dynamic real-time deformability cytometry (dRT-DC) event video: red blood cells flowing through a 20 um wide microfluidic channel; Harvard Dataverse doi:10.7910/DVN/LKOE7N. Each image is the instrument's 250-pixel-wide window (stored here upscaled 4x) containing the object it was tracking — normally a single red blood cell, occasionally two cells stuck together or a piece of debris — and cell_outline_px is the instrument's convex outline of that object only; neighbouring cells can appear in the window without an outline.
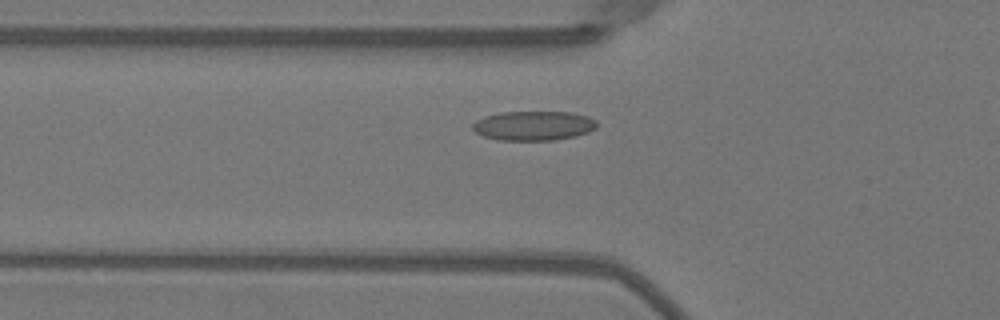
{"species": "Egyptian fruit bat (a non-hibernating species)", "species_latin": "Rousettus aegyptiacus", "temperature_condition": "warm", "stored_images_in_passage": 36, "camera_frame_rate_fps": 3000, "um_per_image_px": 0.085, "animal": {"sex": "female"}, "frame": {"image": 1, "passage_image": 8, "time_ms": 2.333, "image_size_px": [1000, 320], "cell_outline_px": [[596, 128], [588, 132], [576, 136], [552, 140], [496, 140], [484, 136], [476, 132], [472, 128], [472, 124], [476, 120], [484, 116], [500, 112], [572, 112], [588, 116], [596, 120]], "centroid_in_image_um": [45.34, 10.68], "position_along_channel_um": 80.5, "area_um2": 21.39}}
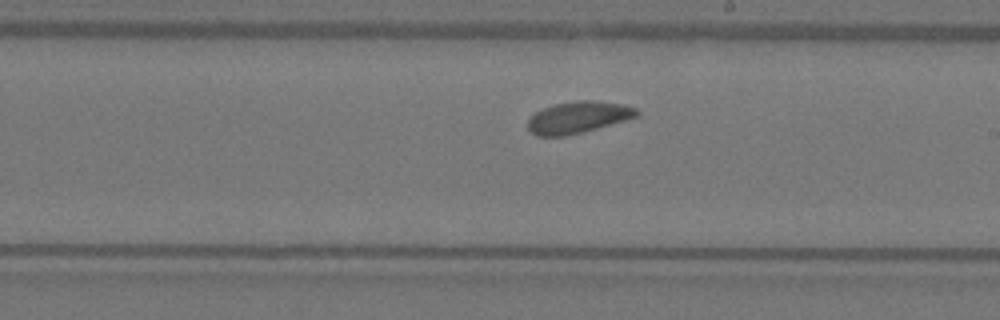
{"frame": {"image": 2, "passage_image": 20, "time_ms": 6.333, "image_size_px": [1000, 320], "cell_outline_px": [[640, 112], [636, 116], [628, 120], [564, 136], [536, 136], [528, 128], [528, 116], [540, 108], [552, 104], [576, 100], [592, 100], [624, 104], [636, 108]], "centroid_in_image_um": [49.1, 9.95], "position_along_channel_um": 239.9, "area_um2": 20.35}}
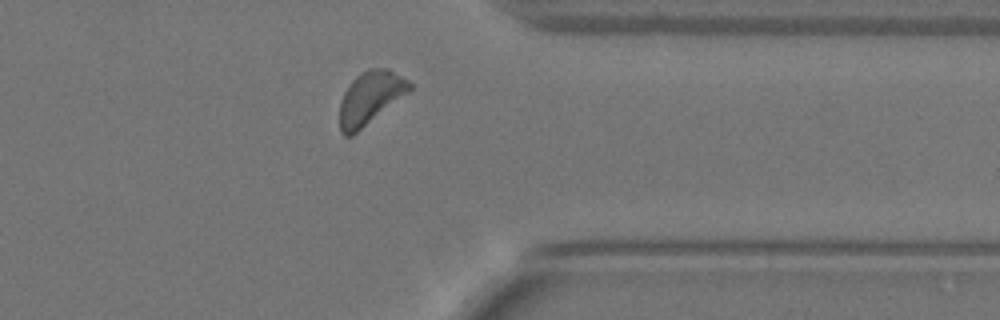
{"frame": {"image": 3, "passage_image": 31, "time_ms": 10.0, "image_size_px": [1000, 320], "cell_outline_px": [[412, 88], [408, 92], [352, 136], [344, 136], [340, 132], [340, 104], [344, 92], [352, 80], [356, 76], [368, 68], [388, 68], [408, 80], [412, 84]], "centroid_in_image_um": [31.45, 8.31], "position_along_channel_um": 379.9, "area_um2": 21.27}, "authors_computed_cell_mechanics": {"area_um2": 20.2878, "velocity_mm_per_s": 3.9824, "shape_relaxation_time_tau1_ms": 2.2862, "shape_relaxation_time_tau2_ms": 6.2026, "deformation_change_tau1": 0.0499, "deformation_change_tau2": 0.1278}}